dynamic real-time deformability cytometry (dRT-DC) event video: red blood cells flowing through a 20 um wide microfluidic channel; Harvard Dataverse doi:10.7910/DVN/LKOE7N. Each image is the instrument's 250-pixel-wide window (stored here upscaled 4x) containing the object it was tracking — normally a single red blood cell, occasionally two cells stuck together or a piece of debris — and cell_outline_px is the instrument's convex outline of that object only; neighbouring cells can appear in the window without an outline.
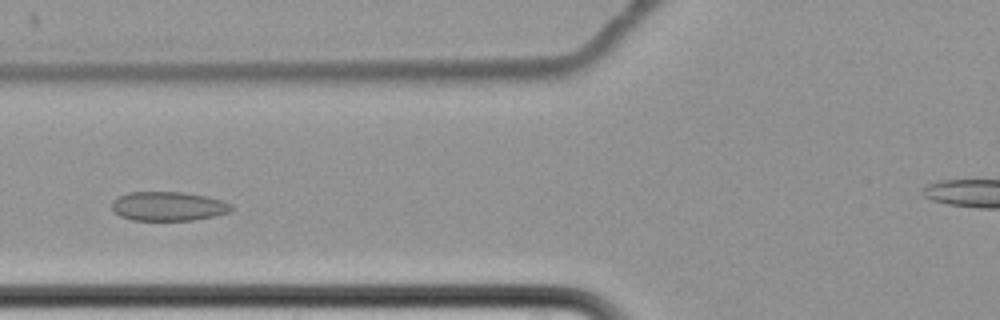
{"species": "common noctule bat (a hibernating species)", "species_latin": "Nyctalus noctula", "temperature_condition": "cold", "stored_images_in_passage": 7, "camera_frame_rate_fps": 3000, "um_per_image_px": 0.085, "animal": {"sex": "female", "body_mass_g": 22.7, "forearm_length_mm": 54.2}, "frame": {"image": 1, "passage_image": 5, "time_ms": 5.667, "image_size_px": [1000, 320], "cell_outline_px": [[236, 208], [232, 212], [216, 216], [192, 220], [132, 220], [120, 216], [112, 208], [112, 200], [128, 192], [184, 192], [208, 196], [232, 204]], "centroid_in_image_um": [14.37, 17.53], "position_along_channel_um": 111.4, "area_um2": 20.52}}
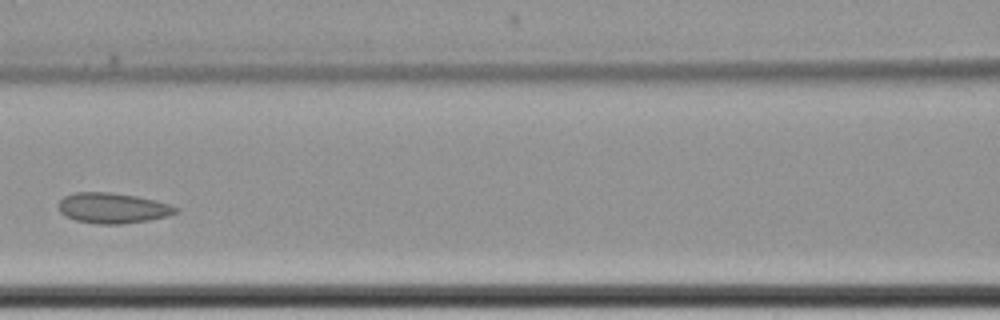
{"frame": {"image": 2, "passage_image": 6, "time_ms": 7.0, "image_size_px": [1000, 320], "cell_outline_px": [[180, 208], [176, 212], [168, 216], [148, 220], [124, 224], [96, 224], [76, 220], [60, 212], [56, 204], [64, 196], [76, 192], [112, 192], [136, 196], [168, 204]], "centroid_in_image_um": [9.55, 17.68], "position_along_channel_um": 157.1, "area_um2": 20.75}}
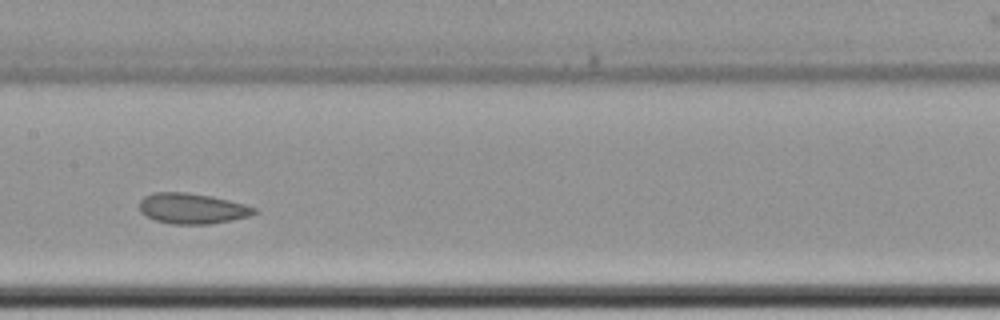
{"frame": {"image": 3, "passage_image": 7, "time_ms": 8.0, "image_size_px": [1000, 320], "cell_outline_px": [[256, 212], [252, 216], [232, 220], [208, 224], [172, 224], [156, 220], [140, 212], [140, 200], [144, 196], [152, 192], [184, 192], [212, 196], [244, 204], [256, 208]], "centroid_in_image_um": [16.34, 17.72], "position_along_channel_um": 191.1, "area_um2": 20.4}}